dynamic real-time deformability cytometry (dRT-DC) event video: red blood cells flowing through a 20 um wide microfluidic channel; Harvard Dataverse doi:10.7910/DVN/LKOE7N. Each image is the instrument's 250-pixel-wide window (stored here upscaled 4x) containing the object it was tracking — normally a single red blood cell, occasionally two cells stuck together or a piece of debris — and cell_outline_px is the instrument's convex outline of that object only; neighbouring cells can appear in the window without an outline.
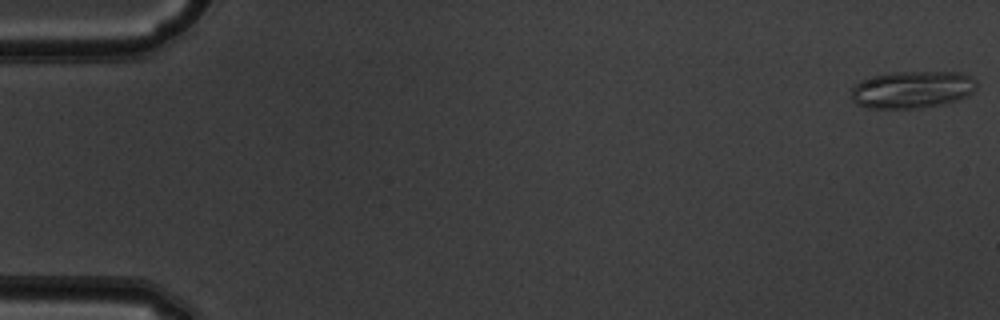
{"species": "common noctule bat (a hibernating species)", "species_latin": "Nyctalus noctula", "temperature_condition": "warm", "stored_images_in_passage": 52, "camera_frame_rate_fps": 3000, "um_per_image_px": 0.085, "animal": {"sex": "male", "body_mass_g": 19.5, "forearm_length_mm": 54.6}, "frame": {"image": 1, "passage_image": 1, "time_ms": 0.0, "image_size_px": [1000, 320], "cell_outline_px": [[976, 88], [968, 96], [960, 100], [944, 104], [920, 108], [868, 108], [856, 104], [852, 100], [852, 88], [856, 84], [872, 76], [888, 72], [960, 72], [972, 76], [976, 80]], "centroid_in_image_um": [77.57, 7.61], "position_along_channel_um": 7.4, "area_um2": 27.46}}
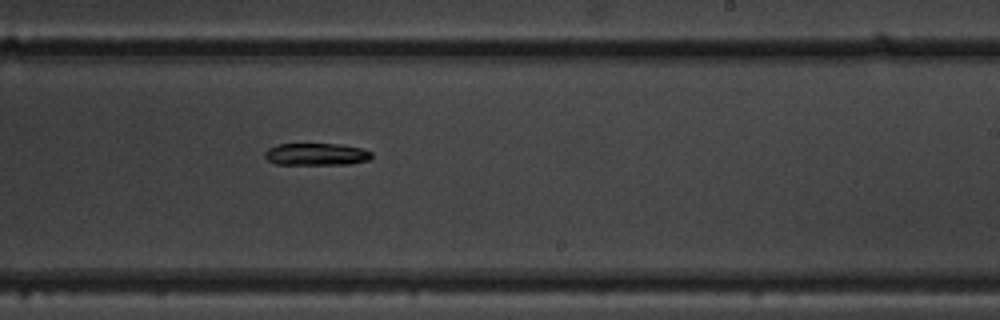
{"frame": {"image": 2, "passage_image": 32, "time_ms": 10.333, "image_size_px": [1000, 320], "cell_outline_px": [[372, 156], [368, 160], [352, 164], [276, 164], [268, 160], [264, 156], [264, 152], [268, 148], [276, 144], [340, 144], [360, 148], [372, 152]], "centroid_in_image_um": [26.87, 13.11], "position_along_channel_um": 262.1, "area_um2": 13.81}}
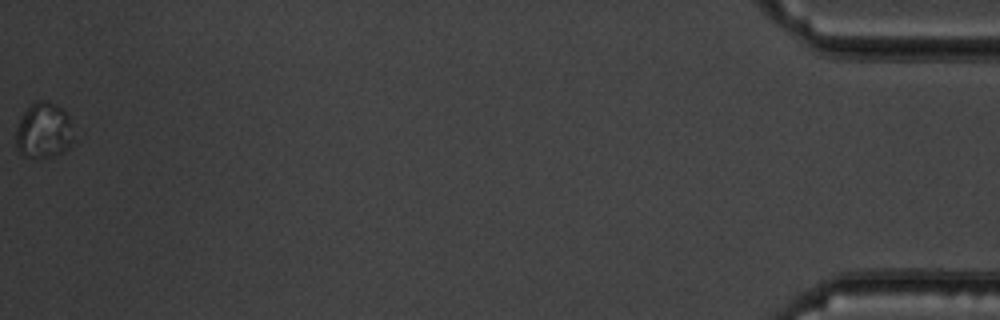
{"frame": {"image": 3, "passage_image": 52, "time_ms": 17.0, "image_size_px": [1000, 320], "cell_outline_px": [[84, 136], [64, 152], [40, 160], [24, 156], [16, 148], [16, 128], [24, 112], [36, 100], [48, 100], [56, 104], [84, 128]], "centroid_in_image_um": [3.95, 11.13], "position_along_channel_um": 431.3, "area_um2": 20.75}}